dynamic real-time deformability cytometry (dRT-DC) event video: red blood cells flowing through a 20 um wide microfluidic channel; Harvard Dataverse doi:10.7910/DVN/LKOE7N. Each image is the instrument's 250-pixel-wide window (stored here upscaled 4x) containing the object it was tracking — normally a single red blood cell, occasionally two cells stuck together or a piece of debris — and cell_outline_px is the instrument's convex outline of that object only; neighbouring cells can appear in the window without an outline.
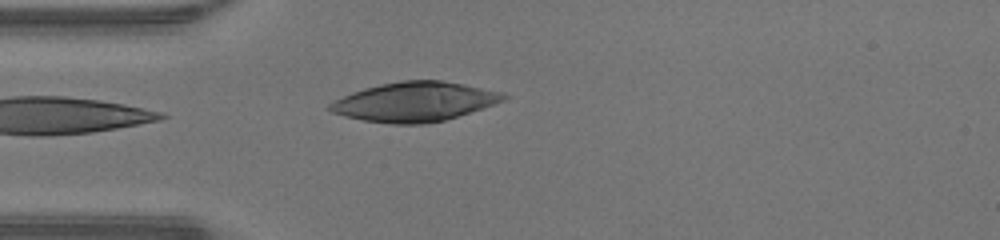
{"species": "human", "species_latin": "Homo sapiens", "temperature_condition": "warm", "stored_images_in_passage": 30, "camera_frame_rate_fps": 3000, "um_per_image_px": 0.085, "donor": {"sex": "male"}, "frame": {"image": 1, "passage_image": 1, "time_ms": 0.0, "image_size_px": [1000, 240], "cell_outline_px": [[508, 96], [504, 100], [444, 120], [424, 124], [392, 124], [364, 120], [344, 116], [332, 112], [324, 108], [328, 104], [352, 92], [364, 88], [380, 84], [400, 80], [440, 80], [464, 84], [504, 92]], "centroid_in_image_um": [35.2, 8.64], "position_along_channel_um": 49.8, "area_um2": 39.65}}
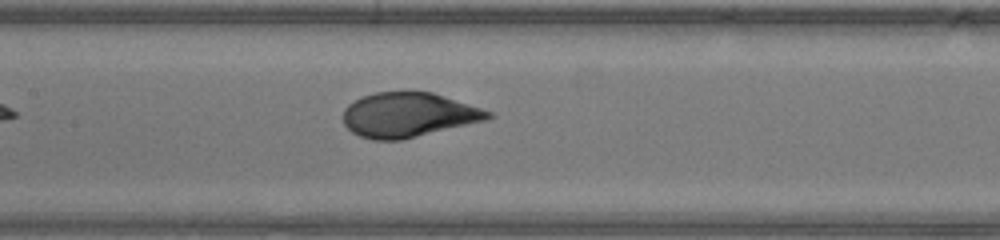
{"frame": {"image": 2, "passage_image": 10, "time_ms": 3.0, "image_size_px": [1000, 240], "cell_outline_px": [[496, 116], [484, 120], [400, 140], [372, 140], [360, 136], [352, 132], [344, 124], [344, 108], [348, 104], [364, 96], [376, 92], [432, 92], [492, 112]], "centroid_in_image_um": [34.68, 9.77], "position_along_channel_um": 172.7, "area_um2": 37.05}}
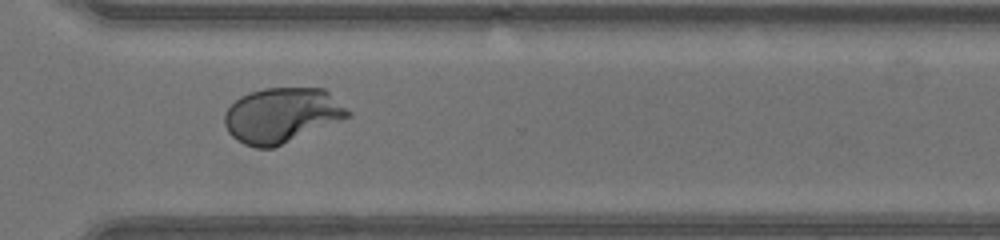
{"frame": {"image": 3, "passage_image": 22, "time_ms": 7.0, "image_size_px": [1000, 240], "cell_outline_px": [[352, 116], [272, 148], [256, 148], [244, 144], [236, 140], [228, 132], [224, 124], [224, 112], [240, 96], [264, 88], [324, 88], [352, 112]], "centroid_in_image_um": [23.95, 9.79], "position_along_channel_um": 346.6, "area_um2": 39.48}, "authors_computed_cell_mechanics": {"area_um2": 38.726, "velocity_mm_per_s": 4.3579, "shape_relaxation_time_tau1_ms": 3.5596, "shape_relaxation_time_tau2_ms": null, "deformation_change_tau1": 0.2557, "deformation_change_tau2": null}}